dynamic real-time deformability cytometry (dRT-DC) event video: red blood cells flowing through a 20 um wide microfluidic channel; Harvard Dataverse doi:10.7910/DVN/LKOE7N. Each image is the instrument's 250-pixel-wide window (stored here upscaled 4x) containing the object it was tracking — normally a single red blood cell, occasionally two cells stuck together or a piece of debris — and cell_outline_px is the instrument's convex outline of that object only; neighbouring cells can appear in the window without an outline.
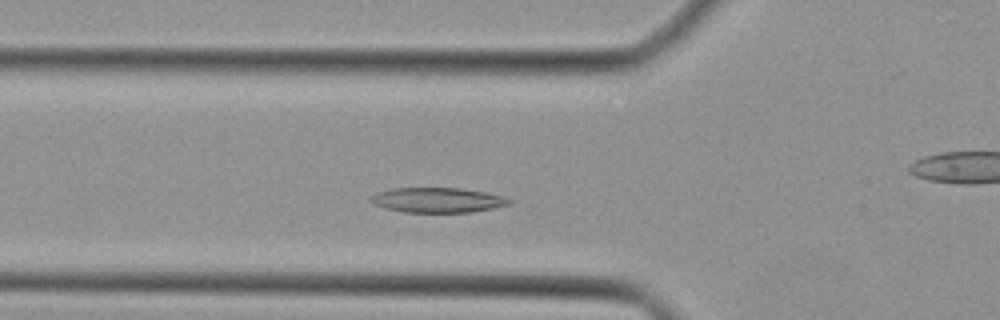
{"species": "Egyptian fruit bat (a non-hibernating species)", "species_latin": "Rousettus aegyptiacus", "temperature_condition": "cold", "stored_images_in_passage": 33, "camera_frame_rate_fps": 3000, "um_per_image_px": 0.085, "animal": {"sex": "female"}, "frame": {"image": 1, "passage_image": 8, "time_ms": 2.333, "image_size_px": [1000, 320], "cell_outline_px": [[516, 200], [512, 204], [472, 212], [404, 212], [384, 208], [372, 204], [368, 200], [376, 192], [392, 188], [460, 188], [484, 192], [504, 196]], "centroid_in_image_um": [37.2, 17.0], "position_along_channel_um": 88.6, "area_um2": 20.35}}
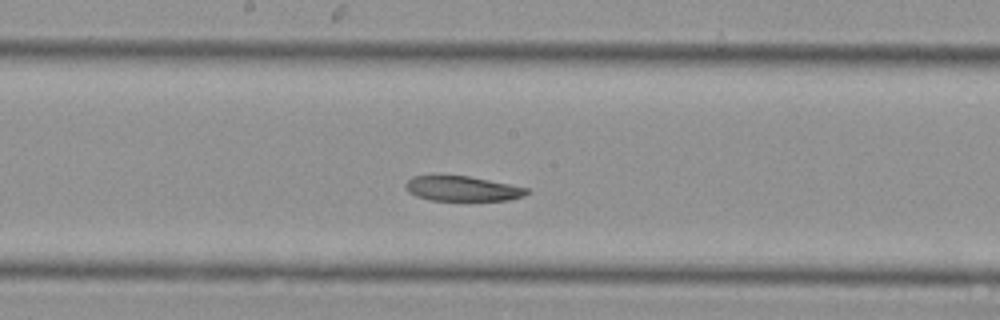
{"frame": {"image": 2, "passage_image": 16, "time_ms": 5.0, "image_size_px": [1000, 320], "cell_outline_px": [[528, 192], [524, 196], [508, 200], [432, 200], [416, 196], [408, 192], [404, 184], [412, 176], [432, 172], [468, 176], [528, 188]], "centroid_in_image_um": [39.18, 15.98], "position_along_channel_um": 209.0, "area_um2": 18.15}}
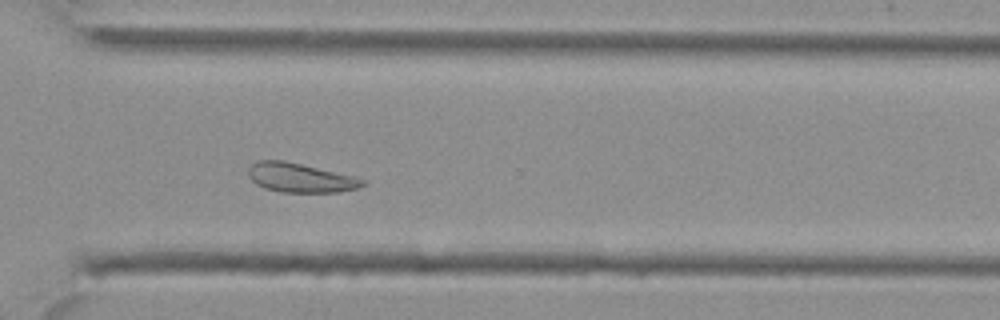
{"frame": {"image": 3, "passage_image": 25, "time_ms": 8.0, "image_size_px": [1000, 320], "cell_outline_px": [[368, 184], [356, 188], [340, 192], [280, 192], [264, 188], [256, 184], [248, 176], [248, 168], [252, 164], [260, 160], [284, 160], [356, 176], [368, 180]], "centroid_in_image_um": [25.57, 15.11], "position_along_channel_um": 345.0, "area_um2": 19.71}}